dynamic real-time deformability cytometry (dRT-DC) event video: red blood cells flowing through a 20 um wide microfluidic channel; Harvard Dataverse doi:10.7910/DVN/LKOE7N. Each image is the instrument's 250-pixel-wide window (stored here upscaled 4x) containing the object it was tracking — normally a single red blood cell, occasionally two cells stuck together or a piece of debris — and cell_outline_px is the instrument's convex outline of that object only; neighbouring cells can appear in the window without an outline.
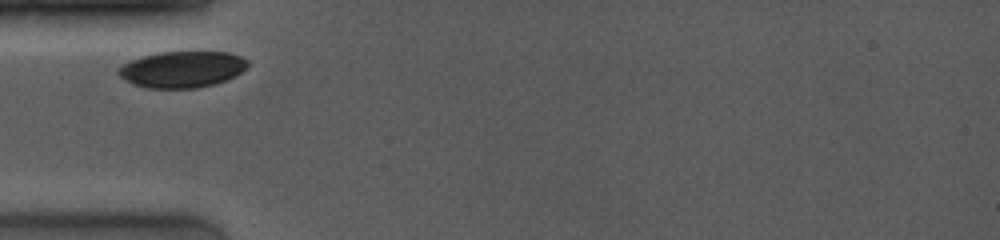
{"species": "common noctule bat (a hibernating species)", "species_latin": "Nyctalus noctula", "temperature_condition": "room temperature", "stored_images_in_passage": 11, "camera_frame_rate_fps": 4000, "um_per_image_px": 0.085, "animal": {"sex": "female", "body_mass_g": 19.0, "forearm_length_mm": 53.3}, "frame": {"image": 1, "passage_image": 1, "time_ms": 0.0, "image_size_px": [1000, 240], "cell_outline_px": [[248, 64], [240, 72], [224, 80], [212, 84], [196, 88], [148, 88], [132, 84], [124, 80], [116, 72], [116, 68], [120, 64], [144, 56], [160, 52], [228, 52], [240, 56], [248, 60]], "centroid_in_image_um": [15.41, 5.89], "position_along_channel_um": 69.6, "area_um2": 27.22}}
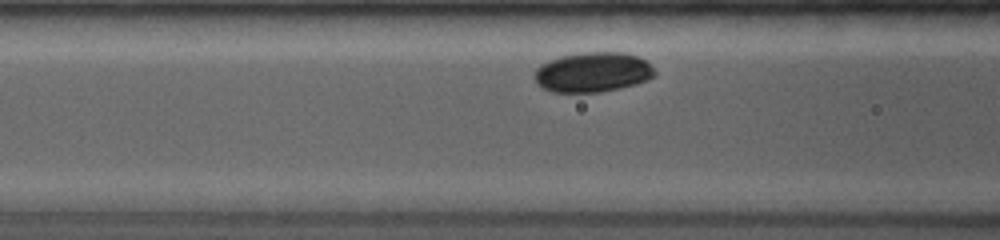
{"frame": {"image": 2, "passage_image": 5, "time_ms": 1.25, "image_size_px": [1000, 240], "cell_outline_px": [[656, 76], [648, 80], [636, 84], [620, 88], [600, 92], [552, 92], [544, 88], [532, 76], [536, 68], [540, 64], [548, 60], [560, 56], [580, 52], [624, 52], [636, 56], [644, 60], [656, 72]], "centroid_in_image_um": [50.37, 6.13], "position_along_channel_um": 116.2, "area_um2": 28.09}}